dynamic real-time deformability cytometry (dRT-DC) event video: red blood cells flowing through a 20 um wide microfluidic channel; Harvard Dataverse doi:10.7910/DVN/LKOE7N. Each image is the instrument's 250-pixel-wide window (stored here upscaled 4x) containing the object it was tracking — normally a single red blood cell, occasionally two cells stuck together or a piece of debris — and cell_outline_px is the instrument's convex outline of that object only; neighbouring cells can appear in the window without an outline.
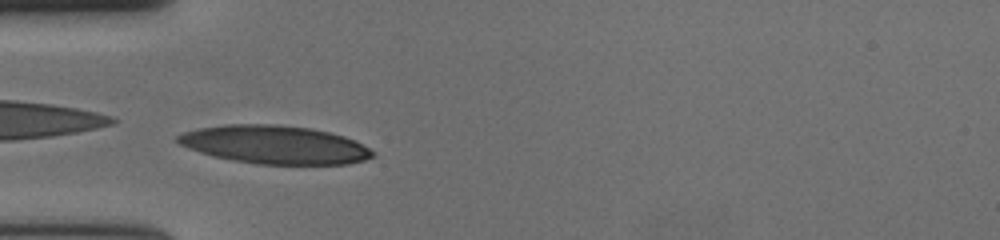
{"species": "human", "species_latin": "Homo sapiens", "temperature_condition": "cold", "stored_images_in_passage": 43, "camera_frame_rate_fps": 3000, "um_per_image_px": 0.085, "donor": {"sex": "female"}, "frame": {"image": 1, "passage_image": 6, "time_ms": 1.667, "image_size_px": [1000, 240], "cell_outline_px": [[376, 156], [364, 160], [348, 164], [260, 164], [232, 160], [212, 156], [188, 148], [172, 140], [176, 136], [184, 132], [196, 128], [224, 124], [276, 124], [312, 128], [344, 136], [376, 152]], "centroid_in_image_um": [23.3, 12.29], "position_along_channel_um": 61.7, "area_um2": 43.64}}
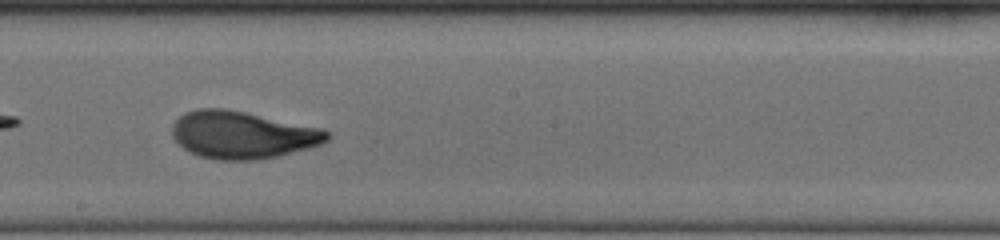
{"frame": {"image": 2, "passage_image": 20, "time_ms": 6.333, "image_size_px": [1000, 240], "cell_outline_px": [[328, 140], [320, 144], [308, 148], [280, 156], [256, 160], [216, 160], [200, 156], [184, 148], [172, 136], [172, 124], [184, 112], [196, 108], [224, 108], [324, 128], [328, 132]], "centroid_in_image_um": [20.6, 11.46], "position_along_channel_um": 227.6, "area_um2": 42.77}}
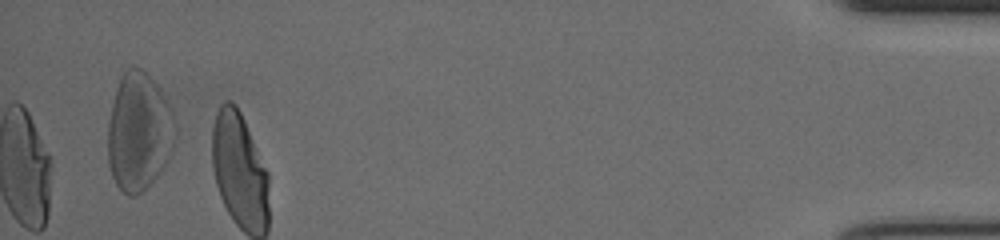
{"frame": {"image": 3, "passage_image": 41, "time_ms": 13.333, "image_size_px": [1000, 240], "cell_outline_px": [[176, 140], [164, 164], [156, 176], [136, 196], [128, 196], [116, 184], [112, 176], [108, 164], [108, 124], [112, 104], [116, 88], [120, 76], [132, 64], [140, 68], [156, 84], [172, 108], [176, 124]], "centroid_in_image_um": [11.8, 11.18], "position_along_channel_um": 423.4, "area_um2": 46.24}, "authors_computed_cell_mechanics": {"area_um2": 41.616, "velocity_mm_per_s": 3.6385, "shape_relaxation_time_tau1_ms": 5.0905, "shape_relaxation_time_tau2_ms": 0.8087, "deformation_change_tau1": 0.2308, "deformation_change_tau2": 0.0613}}